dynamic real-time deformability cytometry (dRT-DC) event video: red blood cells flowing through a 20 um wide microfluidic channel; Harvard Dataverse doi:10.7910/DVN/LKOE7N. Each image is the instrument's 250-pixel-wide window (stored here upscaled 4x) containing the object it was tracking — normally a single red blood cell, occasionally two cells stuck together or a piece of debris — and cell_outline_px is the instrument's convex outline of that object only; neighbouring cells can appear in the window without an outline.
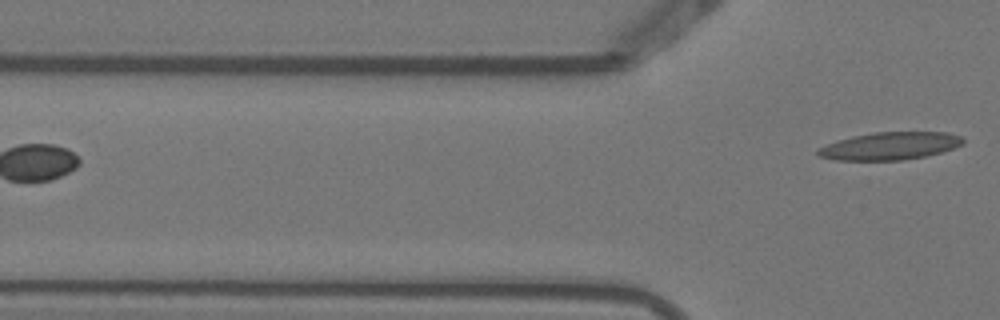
{"species": "Egyptian fruit bat (a non-hibernating species)", "species_latin": "Rousettus aegyptiacus", "temperature_condition": "warm", "stored_images_in_passage": 5, "camera_frame_rate_fps": 3000, "um_per_image_px": 0.085, "animal": {"sex": "female"}, "frame": {"image": 1, "passage_image": 5, "time_ms": 1.333, "image_size_px": [1000, 320], "cell_outline_px": [[964, 144], [940, 152], [924, 156], [904, 160], [836, 160], [816, 156], [816, 148], [852, 136], [872, 132], [944, 132], [960, 136], [964, 140]], "centroid_in_image_um": [75.6, 12.41], "position_along_channel_um": 50.2, "area_um2": 23.29}}